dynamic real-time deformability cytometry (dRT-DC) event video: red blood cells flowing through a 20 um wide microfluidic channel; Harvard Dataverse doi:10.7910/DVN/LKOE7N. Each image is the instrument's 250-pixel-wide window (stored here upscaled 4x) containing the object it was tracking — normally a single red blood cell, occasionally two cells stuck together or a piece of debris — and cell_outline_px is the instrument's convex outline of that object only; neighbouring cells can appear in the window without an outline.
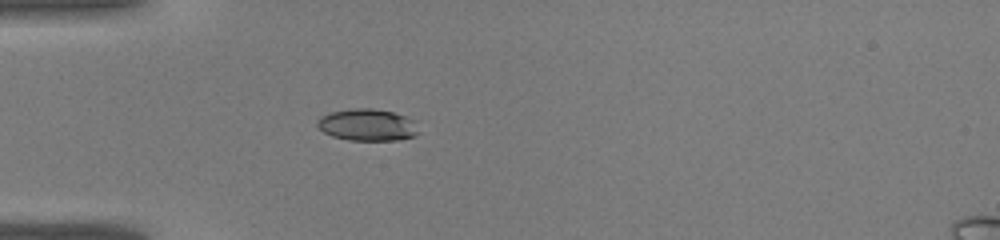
{"species": "common noctule bat (a hibernating species)", "species_latin": "Nyctalus noctula", "temperature_condition": "warm", "stored_images_in_passage": 28, "camera_frame_rate_fps": 3000, "um_per_image_px": 0.085, "animal": {"sex": "male", "body_mass_g": 19.0, "forearm_length_mm": 50.8}, "frame": {"image": 1, "passage_image": 1, "time_ms": 0.0, "image_size_px": [1000, 240], "cell_outline_px": [[420, 132], [416, 136], [396, 140], [348, 140], [332, 136], [324, 132], [316, 124], [316, 120], [320, 116], [332, 112], [352, 108], [372, 108], [392, 112], [404, 116], [412, 120]], "centroid_in_image_um": [31.21, 10.62], "position_along_channel_um": 53.8, "area_um2": 18.79}}
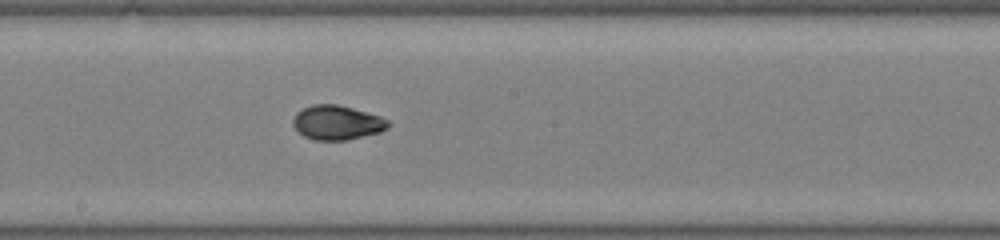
{"frame": {"image": 2, "passage_image": 12, "time_ms": 3.667, "image_size_px": [1000, 240], "cell_outline_px": [[392, 124], [388, 128], [380, 132], [348, 140], [312, 140], [304, 136], [292, 124], [292, 120], [296, 112], [312, 104], [336, 104], [352, 108], [380, 116], [388, 120]], "centroid_in_image_um": [28.66, 10.42], "position_along_channel_um": 219.5, "area_um2": 19.13}}
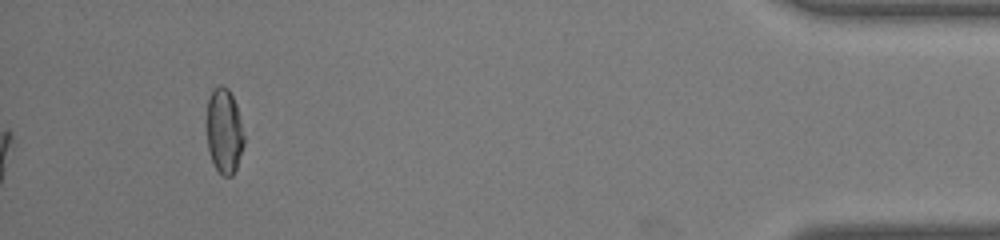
{"frame": {"image": 3, "passage_image": 28, "time_ms": 9.0, "image_size_px": [1000, 240], "cell_outline_px": [[244, 144], [236, 168], [232, 176], [224, 176], [216, 168], [212, 160], [208, 148], [208, 100], [212, 92], [220, 84], [228, 88], [236, 104], [244, 136]], "centroid_in_image_um": [19.07, 11.15], "position_along_channel_um": 416.1, "area_um2": 17.98}}